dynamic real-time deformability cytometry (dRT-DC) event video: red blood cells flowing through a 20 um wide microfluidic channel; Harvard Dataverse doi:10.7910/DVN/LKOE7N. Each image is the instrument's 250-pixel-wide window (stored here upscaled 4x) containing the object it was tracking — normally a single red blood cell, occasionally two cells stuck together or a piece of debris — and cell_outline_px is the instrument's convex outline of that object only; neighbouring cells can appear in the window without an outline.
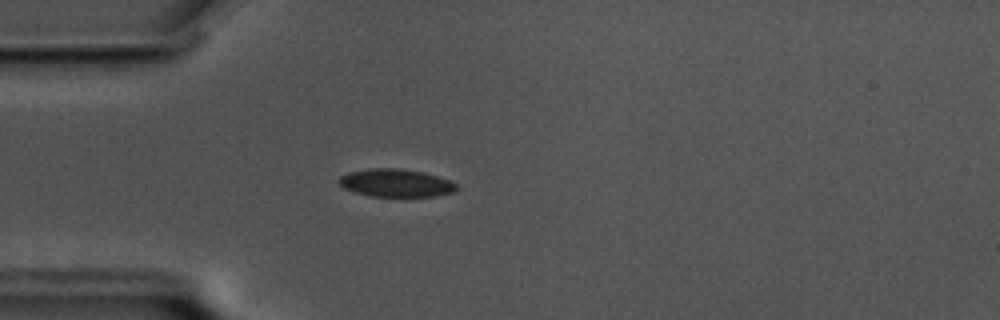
{"species": "common noctule bat (a hibernating species)", "species_latin": "Nyctalus noctula", "temperature_condition": "cold", "stored_images_in_passage": 43, "camera_frame_rate_fps": 3000, "um_per_image_px": 0.085, "animal": {"sex": "male", "body_mass_g": 17.5, "forearm_length_mm": 52.3}, "frame": {"image": 1, "passage_image": 1, "time_ms": 0.0, "image_size_px": [1000, 320], "cell_outline_px": [[456, 192], [436, 196], [368, 196], [344, 188], [336, 180], [340, 176], [348, 172], [372, 168], [396, 168], [420, 172], [436, 176], [448, 180], [456, 184]], "centroid_in_image_um": [33.61, 15.56], "position_along_channel_um": 51.4, "area_um2": 18.9}}
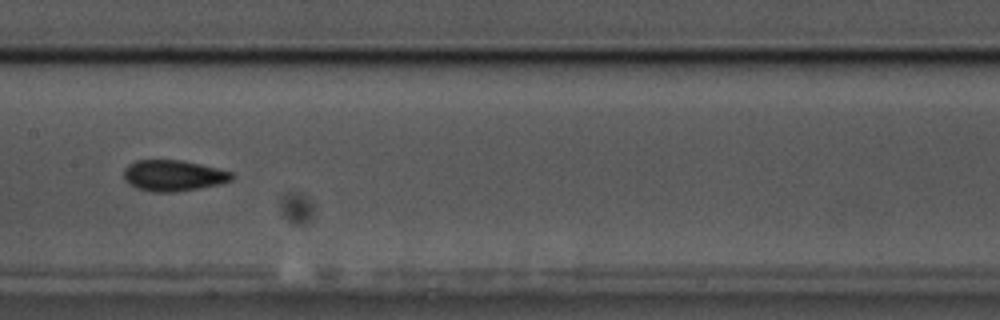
{"frame": {"image": 2, "passage_image": 14, "time_ms": 4.333, "image_size_px": [1000, 320], "cell_outline_px": [[236, 176], [232, 180], [220, 184], [200, 188], [176, 192], [152, 192], [136, 188], [124, 180], [124, 168], [128, 164], [136, 160], [184, 160], [232, 172]], "centroid_in_image_um": [14.74, 14.92], "position_along_channel_um": 192.7, "area_um2": 19.71}}
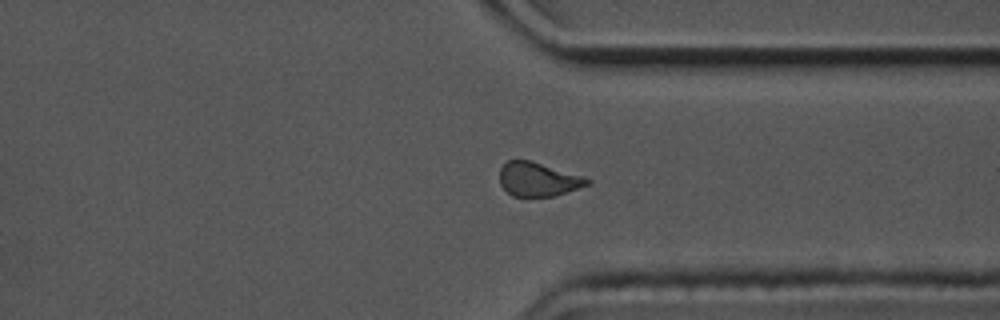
{"frame": {"image": 3, "passage_image": 29, "time_ms": 9.333, "image_size_px": [1000, 320], "cell_outline_px": [[592, 184], [556, 196], [512, 196], [500, 184], [500, 168], [508, 160], [532, 160], [584, 176], [592, 180]], "centroid_in_image_um": [45.79, 15.24], "position_along_channel_um": 365.6, "area_um2": 17.57}, "authors_computed_cell_mechanics": {"area_um2": 18.8428, "velocity_mm_per_s": 3.464, "shape_relaxation_time_tau1_ms": 3.28, "shape_relaxation_time_tau2_ms": 2.8444, "deformation_change_tau1": 0.0876, "deformation_change_tau2": 0.07}}